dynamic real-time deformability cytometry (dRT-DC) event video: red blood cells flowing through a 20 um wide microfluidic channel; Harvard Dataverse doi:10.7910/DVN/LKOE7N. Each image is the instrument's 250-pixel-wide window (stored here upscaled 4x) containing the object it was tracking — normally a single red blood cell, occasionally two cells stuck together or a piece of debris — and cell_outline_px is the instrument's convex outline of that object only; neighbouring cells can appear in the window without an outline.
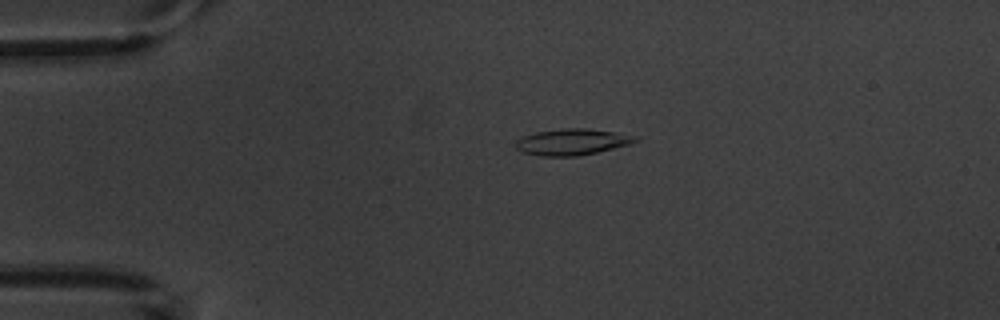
{"species": "common noctule bat (a hibernating species)", "species_latin": "Nyctalus noctula", "temperature_condition": "warm", "stored_images_in_passage": 3, "camera_frame_rate_fps": 3000, "um_per_image_px": 0.085, "animal": {"sex": "male", "body_mass_g": 20.1, "forearm_length_mm": 53.5}, "frame": {"image": 1, "passage_image": 2, "time_ms": 1.667, "image_size_px": [1000, 320], "cell_outline_px": [[640, 140], [632, 144], [596, 152], [576, 156], [540, 156], [524, 152], [516, 148], [516, 140], [524, 136], [536, 132], [564, 128], [584, 128], [612, 132], [636, 136]], "centroid_in_image_um": [48.64, 12.06], "position_along_channel_um": 36.4, "area_um2": 18.09}}
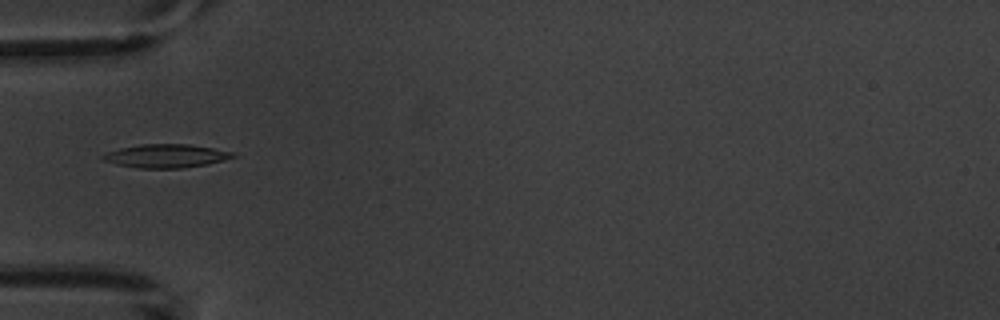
{"frame": {"image": 2, "passage_image": 3, "time_ms": 3.667, "image_size_px": [1000, 320], "cell_outline_px": [[236, 156], [224, 160], [208, 164], [184, 168], [140, 168], [116, 164], [104, 160], [100, 156], [108, 152], [120, 148], [140, 144], [188, 144], [212, 148], [232, 152]], "centroid_in_image_um": [14.11, 13.25], "position_along_channel_um": 70.9, "area_um2": 17.63}}